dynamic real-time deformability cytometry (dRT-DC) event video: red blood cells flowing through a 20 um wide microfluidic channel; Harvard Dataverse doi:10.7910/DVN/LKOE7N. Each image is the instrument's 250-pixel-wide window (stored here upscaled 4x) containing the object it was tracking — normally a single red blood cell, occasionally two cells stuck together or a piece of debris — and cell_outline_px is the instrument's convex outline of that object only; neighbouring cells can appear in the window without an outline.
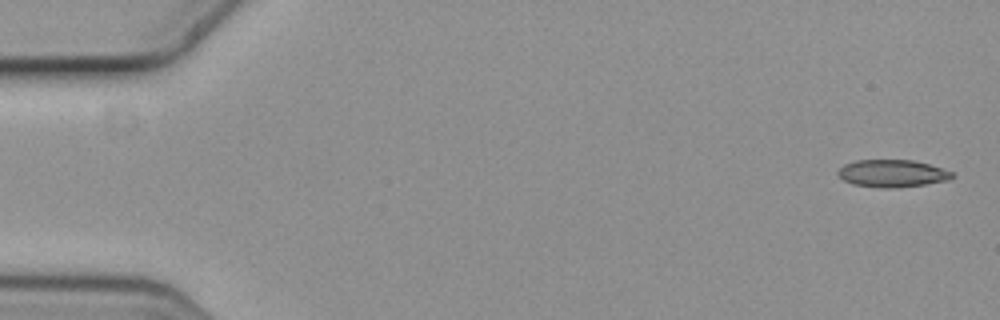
{"species": "common noctule bat (a hibernating species)", "species_latin": "Nyctalus noctula", "temperature_condition": "cold", "stored_images_in_passage": 5, "camera_frame_rate_fps": 3000, "um_per_image_px": 0.085, "animal": {"sex": "female", "body_mass_g": 19.3, "forearm_length_mm": 54.1}, "frame": {"image": 1, "passage_image": 1, "time_ms": 0.0, "image_size_px": [1000, 320], "cell_outline_px": [[956, 176], [948, 180], [924, 184], [896, 188], [880, 188], [852, 184], [844, 180], [836, 172], [844, 164], [856, 160], [912, 160], [928, 164], [952, 172]], "centroid_in_image_um": [75.82, 14.74], "position_along_channel_um": 9.2, "area_um2": 18.15}}
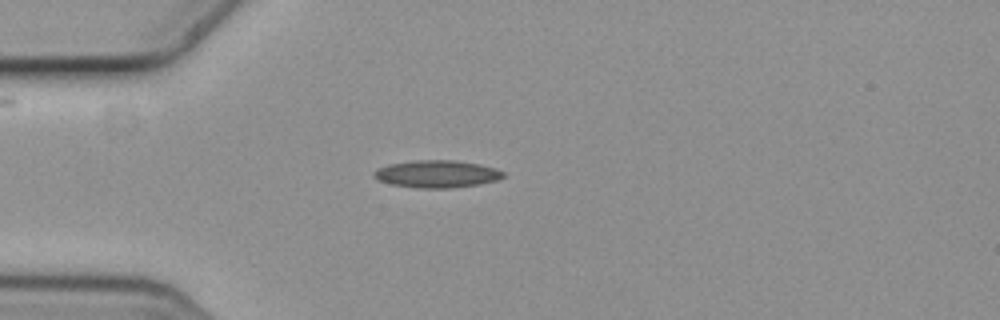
{"frame": {"image": 2, "passage_image": 5, "time_ms": 1.333, "image_size_px": [1000, 320], "cell_outline_px": [[504, 176], [496, 180], [480, 184], [452, 188], [416, 188], [392, 184], [376, 180], [372, 176], [372, 172], [376, 168], [388, 164], [416, 160], [456, 160], [480, 164], [496, 168], [504, 172]], "centroid_in_image_um": [37.09, 14.78], "position_along_channel_um": 47.9, "area_um2": 20.87}}